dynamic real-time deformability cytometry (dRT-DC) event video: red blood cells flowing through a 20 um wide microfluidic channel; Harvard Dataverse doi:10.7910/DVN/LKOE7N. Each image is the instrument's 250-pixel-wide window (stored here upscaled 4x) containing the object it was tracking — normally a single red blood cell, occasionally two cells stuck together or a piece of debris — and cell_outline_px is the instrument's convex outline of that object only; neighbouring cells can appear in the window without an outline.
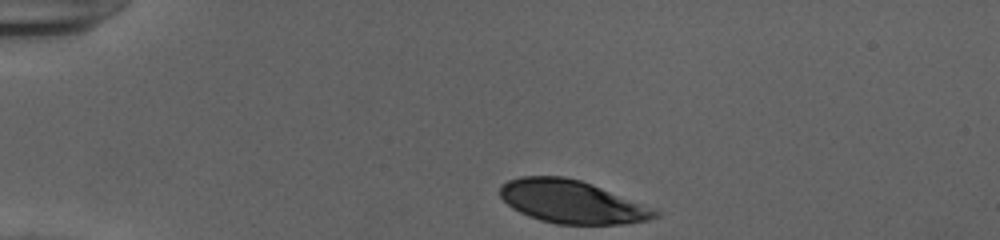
{"species": "human", "species_latin": "Homo sapiens", "temperature_condition": "cold", "stored_images_in_passage": 34, "camera_frame_rate_fps": 3000, "um_per_image_px": 0.085, "donor": {"sex": "female"}, "frame": {"image": 1, "passage_image": 1, "time_ms": 0.0, "image_size_px": [1000, 240], "cell_outline_px": [[660, 216], [648, 220], [624, 224], [556, 224], [540, 220], [528, 216], [512, 208], [500, 196], [500, 184], [508, 180], [520, 176], [564, 176], [580, 180], [592, 184], [656, 208], [660, 212]], "centroid_in_image_um": [48.63, 17.15], "position_along_channel_um": 36.4, "area_um2": 39.07}}
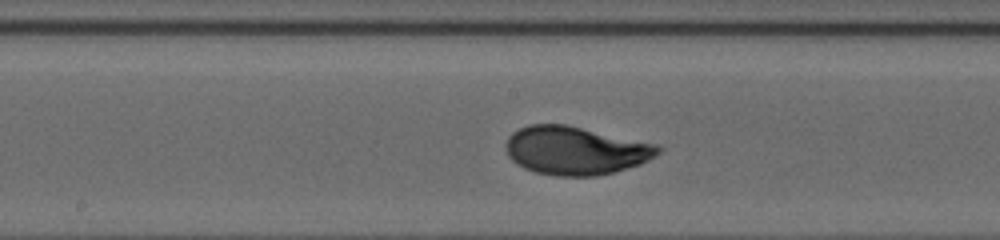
{"frame": {"image": 2, "passage_image": 18, "time_ms": 5.667, "image_size_px": [1000, 240], "cell_outline_px": [[664, 148], [656, 156], [640, 164], [600, 176], [556, 176], [536, 172], [524, 168], [516, 164], [508, 156], [504, 144], [508, 136], [512, 132], [528, 124], [568, 124], [660, 144]], "centroid_in_image_um": [48.94, 12.78], "position_along_channel_um": 199.3, "area_um2": 43.58}}
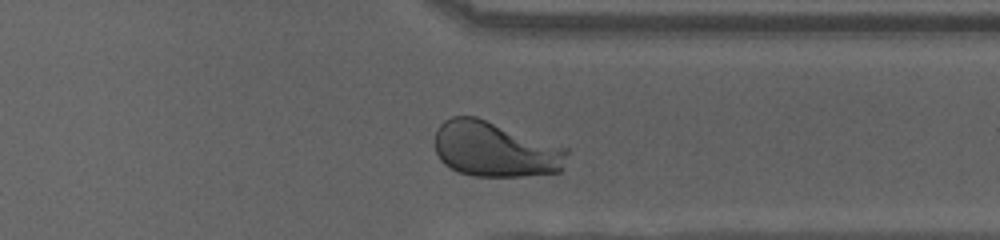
{"frame": {"image": 3, "passage_image": 31, "time_ms": 10.0, "image_size_px": [1000, 240], "cell_outline_px": [[568, 152], [560, 172], [524, 176], [472, 176], [460, 172], [444, 164], [440, 160], [436, 152], [436, 132], [440, 124], [444, 120], [452, 116], [476, 116], [568, 148]], "centroid_in_image_um": [42.08, 12.69], "position_along_channel_um": 369.3, "area_um2": 42.54}, "authors_computed_cell_mechanics": {"area_um2": 42.2807, "velocity_mm_per_s": 3.9303, "shape_relaxation_time_tau1_ms": 2.7582, "shape_relaxation_time_tau2_ms": null, "deformation_change_tau1": 0.1593, "deformation_change_tau2": null}}